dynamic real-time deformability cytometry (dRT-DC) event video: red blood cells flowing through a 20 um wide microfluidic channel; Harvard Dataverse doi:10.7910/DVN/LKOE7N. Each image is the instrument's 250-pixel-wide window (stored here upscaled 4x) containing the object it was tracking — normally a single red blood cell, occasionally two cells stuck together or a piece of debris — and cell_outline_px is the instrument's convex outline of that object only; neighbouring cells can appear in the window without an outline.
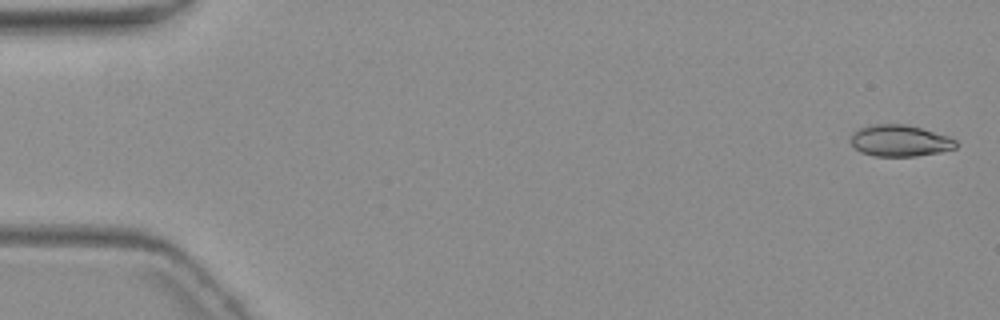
{"species": "common noctule bat (a hibernating species)", "species_latin": "Nyctalus noctula", "temperature_condition": "warm", "stored_images_in_passage": 6, "camera_frame_rate_fps": 3000, "um_per_image_px": 0.085, "animal": {"sex": "female", "body_mass_g": 19.3, "forearm_length_mm": 54.1}, "frame": {"image": 1, "passage_image": 1, "time_ms": 0.0, "image_size_px": [1000, 320], "cell_outline_px": [[956, 148], [940, 152], [916, 156], [872, 156], [860, 152], [852, 144], [852, 132], [860, 128], [872, 124], [904, 124], [920, 128], [948, 136], [956, 140]], "centroid_in_image_um": [76.48, 11.96], "position_along_channel_um": 8.5, "area_um2": 19.19}}
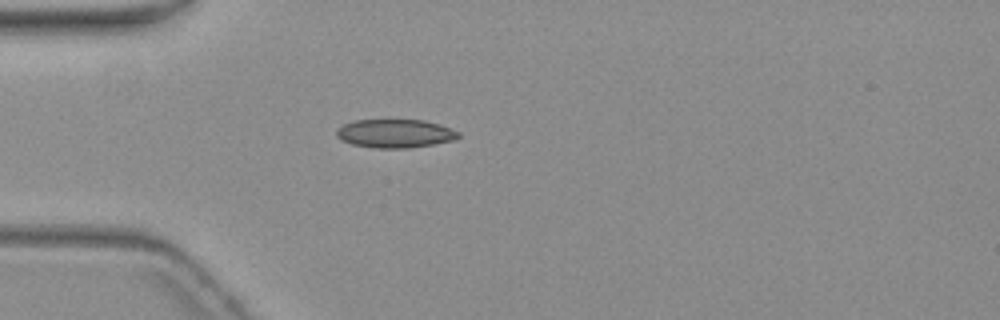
{"frame": {"image": 2, "passage_image": 5, "time_ms": 5.0, "image_size_px": [1000, 320], "cell_outline_px": [[460, 136], [456, 140], [408, 148], [372, 148], [352, 144], [340, 140], [336, 136], [336, 132], [344, 124], [356, 120], [424, 120], [440, 124], [460, 132]], "centroid_in_image_um": [33.6, 11.35], "position_along_channel_um": 51.4, "area_um2": 20.29}}